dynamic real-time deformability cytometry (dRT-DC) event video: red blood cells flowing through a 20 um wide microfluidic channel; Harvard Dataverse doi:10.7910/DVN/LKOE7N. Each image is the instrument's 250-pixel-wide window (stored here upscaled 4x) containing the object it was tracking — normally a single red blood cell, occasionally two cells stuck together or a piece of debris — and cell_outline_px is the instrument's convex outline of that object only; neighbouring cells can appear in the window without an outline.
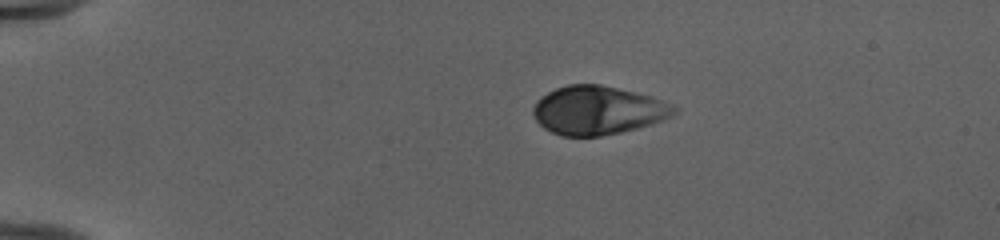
{"species": "human", "species_latin": "Homo sapiens", "temperature_condition": "cold", "stored_images_in_passage": 42, "camera_frame_rate_fps": 3000, "um_per_image_px": 0.085, "donor": {"sex": "female"}, "frame": {"image": 1, "passage_image": 1, "time_ms": 0.0, "image_size_px": [1000, 240], "cell_outline_px": [[680, 108], [676, 116], [636, 128], [620, 132], [600, 136], [560, 136], [544, 128], [536, 120], [532, 112], [532, 108], [536, 100], [540, 96], [556, 88], [568, 84], [600, 84], [652, 96], [672, 104]], "centroid_in_image_um": [50.83, 9.37], "position_along_channel_um": 34.2, "area_um2": 40.23}}
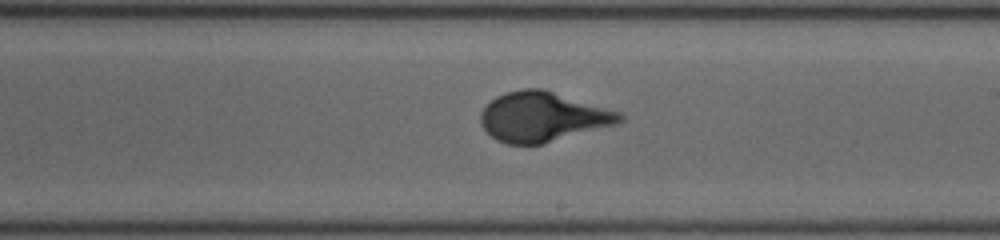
{"frame": {"image": 2, "passage_image": 22, "time_ms": 7.0, "image_size_px": [1000, 240], "cell_outline_px": [[624, 120], [616, 124], [540, 144], [508, 144], [496, 140], [480, 124], [480, 112], [496, 96], [504, 92], [524, 88], [540, 88], [620, 112], [624, 116]], "centroid_in_image_um": [46.09, 9.92], "position_along_channel_um": 242.9, "area_um2": 39.77}}
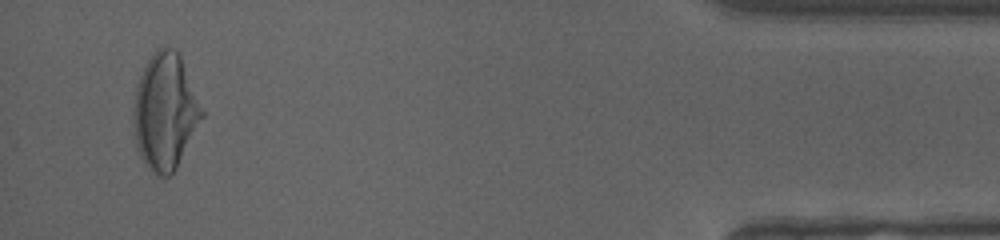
{"frame": {"image": 3, "passage_image": 40, "time_ms": 13.0, "image_size_px": [1000, 240], "cell_outline_px": [[204, 116], [176, 168], [168, 176], [156, 176], [144, 164], [136, 148], [132, 112], [132, 108], [136, 84], [152, 52], [156, 48], [176, 48], [180, 56], [204, 112]], "centroid_in_image_um": [14.01, 9.5], "position_along_channel_um": 421.2, "area_um2": 46.36}, "authors_computed_cell_mechanics": {"area_um2": 39.7375, "velocity_mm_per_s": 3.9835, "shape_relaxation_time_tau1_ms": 4.1583, "shape_relaxation_time_tau2_ms": null, "deformation_change_tau1": 0.2171, "deformation_change_tau2": null}}